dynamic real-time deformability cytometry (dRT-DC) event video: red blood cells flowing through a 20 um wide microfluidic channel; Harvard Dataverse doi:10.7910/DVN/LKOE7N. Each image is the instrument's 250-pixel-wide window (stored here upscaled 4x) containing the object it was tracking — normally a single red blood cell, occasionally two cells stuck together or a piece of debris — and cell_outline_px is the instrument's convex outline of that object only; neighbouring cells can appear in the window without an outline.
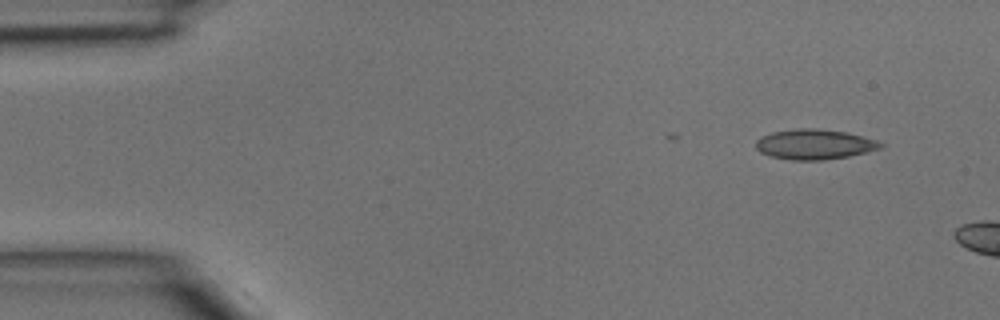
{"species": "common noctule bat (a hibernating species)", "species_latin": "Nyctalus noctula", "temperature_condition": "room temperature", "stored_images_in_passage": 2, "camera_frame_rate_fps": 3000, "um_per_image_px": 0.085, "animal": {"sex": "male", "body_mass_g": 15.6}, "frame": {"image": 1, "passage_image": 1, "time_ms": 0.0, "image_size_px": [1000, 320], "cell_outline_px": [[884, 144], [880, 148], [848, 156], [824, 160], [792, 160], [768, 156], [760, 152], [756, 148], [756, 140], [760, 136], [772, 132], [796, 128], [816, 128], [848, 132], [864, 136], [876, 140]], "centroid_in_image_um": [69.19, 12.26], "position_along_channel_um": 15.8, "area_um2": 22.02}}